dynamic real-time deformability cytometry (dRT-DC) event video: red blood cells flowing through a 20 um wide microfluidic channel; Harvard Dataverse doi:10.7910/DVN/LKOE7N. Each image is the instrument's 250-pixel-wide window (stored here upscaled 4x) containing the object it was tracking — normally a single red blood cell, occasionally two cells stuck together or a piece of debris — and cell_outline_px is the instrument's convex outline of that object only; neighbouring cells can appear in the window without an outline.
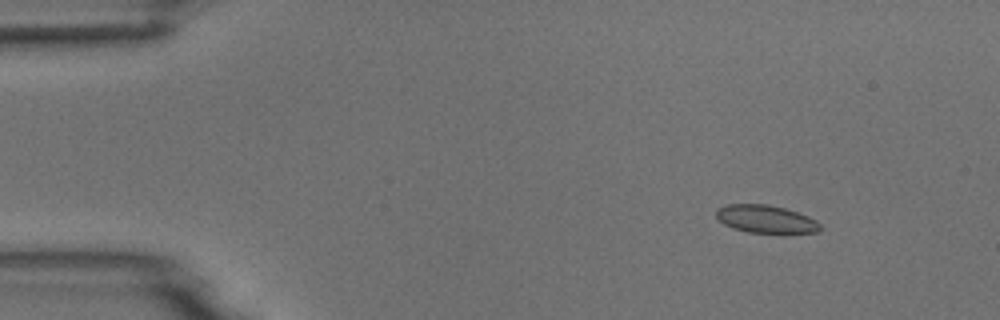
{"species": "common noctule bat (a hibernating species)", "species_latin": "Nyctalus noctula", "temperature_condition": "room temperature", "stored_images_in_passage": 3, "camera_frame_rate_fps": 3000, "um_per_image_px": 0.085, "animal": {"sex": "male", "body_mass_g": 18.8}, "frame": {"image": 1, "passage_image": 1, "time_ms": 0.0, "image_size_px": [1000, 320], "cell_outline_px": [[824, 228], [820, 232], [784, 236], [748, 232], [732, 228], [724, 224], [716, 216], [716, 208], [728, 204], [768, 204], [784, 208], [808, 216], [816, 220]], "centroid_in_image_um": [65.18, 18.68], "position_along_channel_um": 19.8, "area_um2": 17.8}}